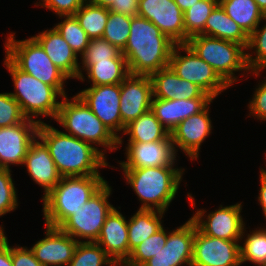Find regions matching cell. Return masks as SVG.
Here are the masks:
<instances>
[{
  "mask_svg": "<svg viewBox=\"0 0 266 266\" xmlns=\"http://www.w3.org/2000/svg\"><path fill=\"white\" fill-rule=\"evenodd\" d=\"M259 9L266 15V0H255Z\"/></svg>",
  "mask_w": 266,
  "mask_h": 266,
  "instance_id": "cell-51",
  "label": "cell"
},
{
  "mask_svg": "<svg viewBox=\"0 0 266 266\" xmlns=\"http://www.w3.org/2000/svg\"><path fill=\"white\" fill-rule=\"evenodd\" d=\"M87 0H40L35 6L46 8L57 16L74 15Z\"/></svg>",
  "mask_w": 266,
  "mask_h": 266,
  "instance_id": "cell-43",
  "label": "cell"
},
{
  "mask_svg": "<svg viewBox=\"0 0 266 266\" xmlns=\"http://www.w3.org/2000/svg\"><path fill=\"white\" fill-rule=\"evenodd\" d=\"M95 243L100 245L118 266L128 259V220L116 207L106 216Z\"/></svg>",
  "mask_w": 266,
  "mask_h": 266,
  "instance_id": "cell-21",
  "label": "cell"
},
{
  "mask_svg": "<svg viewBox=\"0 0 266 266\" xmlns=\"http://www.w3.org/2000/svg\"><path fill=\"white\" fill-rule=\"evenodd\" d=\"M260 170V190L258 193V203L262 208V212L264 214V218L266 221V169L261 168Z\"/></svg>",
  "mask_w": 266,
  "mask_h": 266,
  "instance_id": "cell-48",
  "label": "cell"
},
{
  "mask_svg": "<svg viewBox=\"0 0 266 266\" xmlns=\"http://www.w3.org/2000/svg\"><path fill=\"white\" fill-rule=\"evenodd\" d=\"M176 43L150 20L133 16L127 44L122 50L131 75L151 76L169 66Z\"/></svg>",
  "mask_w": 266,
  "mask_h": 266,
  "instance_id": "cell-2",
  "label": "cell"
},
{
  "mask_svg": "<svg viewBox=\"0 0 266 266\" xmlns=\"http://www.w3.org/2000/svg\"><path fill=\"white\" fill-rule=\"evenodd\" d=\"M213 98L160 99L153 98L150 110L159 122L171 131L186 118L202 111Z\"/></svg>",
  "mask_w": 266,
  "mask_h": 266,
  "instance_id": "cell-24",
  "label": "cell"
},
{
  "mask_svg": "<svg viewBox=\"0 0 266 266\" xmlns=\"http://www.w3.org/2000/svg\"><path fill=\"white\" fill-rule=\"evenodd\" d=\"M45 237L30 248L43 266H67L72 260L78 241L59 227L45 225Z\"/></svg>",
  "mask_w": 266,
  "mask_h": 266,
  "instance_id": "cell-20",
  "label": "cell"
},
{
  "mask_svg": "<svg viewBox=\"0 0 266 266\" xmlns=\"http://www.w3.org/2000/svg\"><path fill=\"white\" fill-rule=\"evenodd\" d=\"M246 229V227L243 228L239 242L242 243L240 245L241 264L250 262L257 266H266V228L260 226L252 231L250 229V233H246L248 232Z\"/></svg>",
  "mask_w": 266,
  "mask_h": 266,
  "instance_id": "cell-30",
  "label": "cell"
},
{
  "mask_svg": "<svg viewBox=\"0 0 266 266\" xmlns=\"http://www.w3.org/2000/svg\"><path fill=\"white\" fill-rule=\"evenodd\" d=\"M138 2L139 0H115L109 10L131 17L138 16Z\"/></svg>",
  "mask_w": 266,
  "mask_h": 266,
  "instance_id": "cell-46",
  "label": "cell"
},
{
  "mask_svg": "<svg viewBox=\"0 0 266 266\" xmlns=\"http://www.w3.org/2000/svg\"><path fill=\"white\" fill-rule=\"evenodd\" d=\"M123 135H128V142H156L167 139L169 131L159 122L151 110L143 113L136 120L125 126Z\"/></svg>",
  "mask_w": 266,
  "mask_h": 266,
  "instance_id": "cell-29",
  "label": "cell"
},
{
  "mask_svg": "<svg viewBox=\"0 0 266 266\" xmlns=\"http://www.w3.org/2000/svg\"><path fill=\"white\" fill-rule=\"evenodd\" d=\"M200 0H174V2L179 6V8L185 12L191 6H193L196 2Z\"/></svg>",
  "mask_w": 266,
  "mask_h": 266,
  "instance_id": "cell-49",
  "label": "cell"
},
{
  "mask_svg": "<svg viewBox=\"0 0 266 266\" xmlns=\"http://www.w3.org/2000/svg\"><path fill=\"white\" fill-rule=\"evenodd\" d=\"M84 72L86 76L81 74L78 80L84 82L88 79L91 86L121 84L130 75L126 58L95 61Z\"/></svg>",
  "mask_w": 266,
  "mask_h": 266,
  "instance_id": "cell-25",
  "label": "cell"
},
{
  "mask_svg": "<svg viewBox=\"0 0 266 266\" xmlns=\"http://www.w3.org/2000/svg\"><path fill=\"white\" fill-rule=\"evenodd\" d=\"M239 242L207 236L196 227L191 266H241Z\"/></svg>",
  "mask_w": 266,
  "mask_h": 266,
  "instance_id": "cell-14",
  "label": "cell"
},
{
  "mask_svg": "<svg viewBox=\"0 0 266 266\" xmlns=\"http://www.w3.org/2000/svg\"><path fill=\"white\" fill-rule=\"evenodd\" d=\"M68 96L62 98L55 121L65 133L92 145L107 159L106 150L119 149L118 138L76 94L70 99Z\"/></svg>",
  "mask_w": 266,
  "mask_h": 266,
  "instance_id": "cell-5",
  "label": "cell"
},
{
  "mask_svg": "<svg viewBox=\"0 0 266 266\" xmlns=\"http://www.w3.org/2000/svg\"><path fill=\"white\" fill-rule=\"evenodd\" d=\"M242 203L224 207L220 205L218 209L210 213L199 208L191 219L195 222L197 229L207 236L240 241L242 230L246 226L241 215Z\"/></svg>",
  "mask_w": 266,
  "mask_h": 266,
  "instance_id": "cell-12",
  "label": "cell"
},
{
  "mask_svg": "<svg viewBox=\"0 0 266 266\" xmlns=\"http://www.w3.org/2000/svg\"><path fill=\"white\" fill-rule=\"evenodd\" d=\"M184 12L174 0H139L138 16L153 22L176 44H186Z\"/></svg>",
  "mask_w": 266,
  "mask_h": 266,
  "instance_id": "cell-13",
  "label": "cell"
},
{
  "mask_svg": "<svg viewBox=\"0 0 266 266\" xmlns=\"http://www.w3.org/2000/svg\"><path fill=\"white\" fill-rule=\"evenodd\" d=\"M153 87L150 76L129 75L120 84V115L124 126L150 110Z\"/></svg>",
  "mask_w": 266,
  "mask_h": 266,
  "instance_id": "cell-19",
  "label": "cell"
},
{
  "mask_svg": "<svg viewBox=\"0 0 266 266\" xmlns=\"http://www.w3.org/2000/svg\"><path fill=\"white\" fill-rule=\"evenodd\" d=\"M195 231L196 224L191 218L174 230L167 231L164 247L143 266H190Z\"/></svg>",
  "mask_w": 266,
  "mask_h": 266,
  "instance_id": "cell-15",
  "label": "cell"
},
{
  "mask_svg": "<svg viewBox=\"0 0 266 266\" xmlns=\"http://www.w3.org/2000/svg\"><path fill=\"white\" fill-rule=\"evenodd\" d=\"M44 49L51 61L69 78L80 76L78 55L53 26L32 36ZM79 61V62H78Z\"/></svg>",
  "mask_w": 266,
  "mask_h": 266,
  "instance_id": "cell-23",
  "label": "cell"
},
{
  "mask_svg": "<svg viewBox=\"0 0 266 266\" xmlns=\"http://www.w3.org/2000/svg\"><path fill=\"white\" fill-rule=\"evenodd\" d=\"M61 22L54 26L73 51L81 57L91 40L80 26L75 15H61ZM64 18V20H62Z\"/></svg>",
  "mask_w": 266,
  "mask_h": 266,
  "instance_id": "cell-33",
  "label": "cell"
},
{
  "mask_svg": "<svg viewBox=\"0 0 266 266\" xmlns=\"http://www.w3.org/2000/svg\"><path fill=\"white\" fill-rule=\"evenodd\" d=\"M200 112L180 122L170 133L175 152L180 149L191 161L198 160L204 140L212 133L210 104Z\"/></svg>",
  "mask_w": 266,
  "mask_h": 266,
  "instance_id": "cell-16",
  "label": "cell"
},
{
  "mask_svg": "<svg viewBox=\"0 0 266 266\" xmlns=\"http://www.w3.org/2000/svg\"><path fill=\"white\" fill-rule=\"evenodd\" d=\"M37 137L48 148L62 177L101 175V168L111 167L92 145L50 124H39Z\"/></svg>",
  "mask_w": 266,
  "mask_h": 266,
  "instance_id": "cell-1",
  "label": "cell"
},
{
  "mask_svg": "<svg viewBox=\"0 0 266 266\" xmlns=\"http://www.w3.org/2000/svg\"><path fill=\"white\" fill-rule=\"evenodd\" d=\"M204 35L248 45L249 36L232 20L218 3L206 20Z\"/></svg>",
  "mask_w": 266,
  "mask_h": 266,
  "instance_id": "cell-26",
  "label": "cell"
},
{
  "mask_svg": "<svg viewBox=\"0 0 266 266\" xmlns=\"http://www.w3.org/2000/svg\"><path fill=\"white\" fill-rule=\"evenodd\" d=\"M131 19V16L109 10L102 38L122 51L129 38Z\"/></svg>",
  "mask_w": 266,
  "mask_h": 266,
  "instance_id": "cell-38",
  "label": "cell"
},
{
  "mask_svg": "<svg viewBox=\"0 0 266 266\" xmlns=\"http://www.w3.org/2000/svg\"><path fill=\"white\" fill-rule=\"evenodd\" d=\"M76 95L118 138V147L121 148L124 139L120 133L124 132L125 126L120 115V84L90 85Z\"/></svg>",
  "mask_w": 266,
  "mask_h": 266,
  "instance_id": "cell-11",
  "label": "cell"
},
{
  "mask_svg": "<svg viewBox=\"0 0 266 266\" xmlns=\"http://www.w3.org/2000/svg\"><path fill=\"white\" fill-rule=\"evenodd\" d=\"M106 182L101 175L62 177L41 200L45 225L59 227Z\"/></svg>",
  "mask_w": 266,
  "mask_h": 266,
  "instance_id": "cell-4",
  "label": "cell"
},
{
  "mask_svg": "<svg viewBox=\"0 0 266 266\" xmlns=\"http://www.w3.org/2000/svg\"><path fill=\"white\" fill-rule=\"evenodd\" d=\"M5 56L20 70L45 84L53 86L63 97L67 96L65 83L69 78L51 61L41 45L30 36L15 39V32L6 37Z\"/></svg>",
  "mask_w": 266,
  "mask_h": 266,
  "instance_id": "cell-7",
  "label": "cell"
},
{
  "mask_svg": "<svg viewBox=\"0 0 266 266\" xmlns=\"http://www.w3.org/2000/svg\"><path fill=\"white\" fill-rule=\"evenodd\" d=\"M191 98H212L206 94L199 86L190 81L180 78L179 100Z\"/></svg>",
  "mask_w": 266,
  "mask_h": 266,
  "instance_id": "cell-45",
  "label": "cell"
},
{
  "mask_svg": "<svg viewBox=\"0 0 266 266\" xmlns=\"http://www.w3.org/2000/svg\"><path fill=\"white\" fill-rule=\"evenodd\" d=\"M90 39L102 38L109 17V8L86 1L74 14Z\"/></svg>",
  "mask_w": 266,
  "mask_h": 266,
  "instance_id": "cell-31",
  "label": "cell"
},
{
  "mask_svg": "<svg viewBox=\"0 0 266 266\" xmlns=\"http://www.w3.org/2000/svg\"><path fill=\"white\" fill-rule=\"evenodd\" d=\"M0 266H13L11 259V246L7 236L0 241Z\"/></svg>",
  "mask_w": 266,
  "mask_h": 266,
  "instance_id": "cell-47",
  "label": "cell"
},
{
  "mask_svg": "<svg viewBox=\"0 0 266 266\" xmlns=\"http://www.w3.org/2000/svg\"><path fill=\"white\" fill-rule=\"evenodd\" d=\"M11 169L0 168V216L15 211L19 205Z\"/></svg>",
  "mask_w": 266,
  "mask_h": 266,
  "instance_id": "cell-40",
  "label": "cell"
},
{
  "mask_svg": "<svg viewBox=\"0 0 266 266\" xmlns=\"http://www.w3.org/2000/svg\"><path fill=\"white\" fill-rule=\"evenodd\" d=\"M87 1L95 5L109 8L115 0H87Z\"/></svg>",
  "mask_w": 266,
  "mask_h": 266,
  "instance_id": "cell-50",
  "label": "cell"
},
{
  "mask_svg": "<svg viewBox=\"0 0 266 266\" xmlns=\"http://www.w3.org/2000/svg\"><path fill=\"white\" fill-rule=\"evenodd\" d=\"M142 203L139 209L167 212L178 193L185 169L176 166L120 169Z\"/></svg>",
  "mask_w": 266,
  "mask_h": 266,
  "instance_id": "cell-3",
  "label": "cell"
},
{
  "mask_svg": "<svg viewBox=\"0 0 266 266\" xmlns=\"http://www.w3.org/2000/svg\"><path fill=\"white\" fill-rule=\"evenodd\" d=\"M202 60L209 64L229 85L239 82L240 76L250 73L246 60V48L236 42L198 34L186 43Z\"/></svg>",
  "mask_w": 266,
  "mask_h": 266,
  "instance_id": "cell-8",
  "label": "cell"
},
{
  "mask_svg": "<svg viewBox=\"0 0 266 266\" xmlns=\"http://www.w3.org/2000/svg\"><path fill=\"white\" fill-rule=\"evenodd\" d=\"M111 194L112 188L107 181L79 210L72 213L59 228L78 242H95L99 237L106 216L114 208L108 201Z\"/></svg>",
  "mask_w": 266,
  "mask_h": 266,
  "instance_id": "cell-9",
  "label": "cell"
},
{
  "mask_svg": "<svg viewBox=\"0 0 266 266\" xmlns=\"http://www.w3.org/2000/svg\"><path fill=\"white\" fill-rule=\"evenodd\" d=\"M11 259L13 266H43L27 246H11Z\"/></svg>",
  "mask_w": 266,
  "mask_h": 266,
  "instance_id": "cell-44",
  "label": "cell"
},
{
  "mask_svg": "<svg viewBox=\"0 0 266 266\" xmlns=\"http://www.w3.org/2000/svg\"><path fill=\"white\" fill-rule=\"evenodd\" d=\"M169 66L181 79L196 84L214 100L230 87L187 44H176L174 46Z\"/></svg>",
  "mask_w": 266,
  "mask_h": 266,
  "instance_id": "cell-10",
  "label": "cell"
},
{
  "mask_svg": "<svg viewBox=\"0 0 266 266\" xmlns=\"http://www.w3.org/2000/svg\"><path fill=\"white\" fill-rule=\"evenodd\" d=\"M164 215V212L156 210L138 209L128 219L129 255L141 242L163 227Z\"/></svg>",
  "mask_w": 266,
  "mask_h": 266,
  "instance_id": "cell-27",
  "label": "cell"
},
{
  "mask_svg": "<svg viewBox=\"0 0 266 266\" xmlns=\"http://www.w3.org/2000/svg\"><path fill=\"white\" fill-rule=\"evenodd\" d=\"M26 166L27 173L44 190L46 196L61 180L57 167L49 154L46 145L36 137L31 143L22 167Z\"/></svg>",
  "mask_w": 266,
  "mask_h": 266,
  "instance_id": "cell-22",
  "label": "cell"
},
{
  "mask_svg": "<svg viewBox=\"0 0 266 266\" xmlns=\"http://www.w3.org/2000/svg\"><path fill=\"white\" fill-rule=\"evenodd\" d=\"M262 20L265 21V24L263 26L261 25L262 28L258 26L249 35V41L246 47L247 65L250 73L256 77H260V72L266 69V15H264ZM254 54L255 56H253Z\"/></svg>",
  "mask_w": 266,
  "mask_h": 266,
  "instance_id": "cell-32",
  "label": "cell"
},
{
  "mask_svg": "<svg viewBox=\"0 0 266 266\" xmlns=\"http://www.w3.org/2000/svg\"><path fill=\"white\" fill-rule=\"evenodd\" d=\"M110 58H125L122 51L110 44L103 38L91 39L84 54L80 57L79 72L85 74L84 71L95 61L109 60Z\"/></svg>",
  "mask_w": 266,
  "mask_h": 266,
  "instance_id": "cell-37",
  "label": "cell"
},
{
  "mask_svg": "<svg viewBox=\"0 0 266 266\" xmlns=\"http://www.w3.org/2000/svg\"><path fill=\"white\" fill-rule=\"evenodd\" d=\"M252 99L248 103L249 115L257 120L266 121V77L254 89Z\"/></svg>",
  "mask_w": 266,
  "mask_h": 266,
  "instance_id": "cell-42",
  "label": "cell"
},
{
  "mask_svg": "<svg viewBox=\"0 0 266 266\" xmlns=\"http://www.w3.org/2000/svg\"><path fill=\"white\" fill-rule=\"evenodd\" d=\"M167 231L164 226L155 234L148 237L135 247L128 259L121 266H143L150 258L154 257L166 244Z\"/></svg>",
  "mask_w": 266,
  "mask_h": 266,
  "instance_id": "cell-35",
  "label": "cell"
},
{
  "mask_svg": "<svg viewBox=\"0 0 266 266\" xmlns=\"http://www.w3.org/2000/svg\"><path fill=\"white\" fill-rule=\"evenodd\" d=\"M153 98L179 100L180 77L167 66L151 76Z\"/></svg>",
  "mask_w": 266,
  "mask_h": 266,
  "instance_id": "cell-39",
  "label": "cell"
},
{
  "mask_svg": "<svg viewBox=\"0 0 266 266\" xmlns=\"http://www.w3.org/2000/svg\"><path fill=\"white\" fill-rule=\"evenodd\" d=\"M67 266H118L105 250L95 242H78Z\"/></svg>",
  "mask_w": 266,
  "mask_h": 266,
  "instance_id": "cell-34",
  "label": "cell"
},
{
  "mask_svg": "<svg viewBox=\"0 0 266 266\" xmlns=\"http://www.w3.org/2000/svg\"><path fill=\"white\" fill-rule=\"evenodd\" d=\"M5 230L3 228V225H0V241L6 236Z\"/></svg>",
  "mask_w": 266,
  "mask_h": 266,
  "instance_id": "cell-52",
  "label": "cell"
},
{
  "mask_svg": "<svg viewBox=\"0 0 266 266\" xmlns=\"http://www.w3.org/2000/svg\"><path fill=\"white\" fill-rule=\"evenodd\" d=\"M218 3L248 36L264 22V14L255 0H218Z\"/></svg>",
  "mask_w": 266,
  "mask_h": 266,
  "instance_id": "cell-28",
  "label": "cell"
},
{
  "mask_svg": "<svg viewBox=\"0 0 266 266\" xmlns=\"http://www.w3.org/2000/svg\"><path fill=\"white\" fill-rule=\"evenodd\" d=\"M126 145V161L119 162L121 169L176 165L178 153L175 152L171 136L156 142H127Z\"/></svg>",
  "mask_w": 266,
  "mask_h": 266,
  "instance_id": "cell-17",
  "label": "cell"
},
{
  "mask_svg": "<svg viewBox=\"0 0 266 266\" xmlns=\"http://www.w3.org/2000/svg\"><path fill=\"white\" fill-rule=\"evenodd\" d=\"M3 60V65L12 77L15 89L14 92H10V95L20 105L24 116L39 124L44 123L40 116L55 120L61 103L58 98L62 99L63 96L53 86L17 68L6 56Z\"/></svg>",
  "mask_w": 266,
  "mask_h": 266,
  "instance_id": "cell-6",
  "label": "cell"
},
{
  "mask_svg": "<svg viewBox=\"0 0 266 266\" xmlns=\"http://www.w3.org/2000/svg\"><path fill=\"white\" fill-rule=\"evenodd\" d=\"M39 123L26 119L14 126L0 128V168L22 165L31 143L38 134Z\"/></svg>",
  "mask_w": 266,
  "mask_h": 266,
  "instance_id": "cell-18",
  "label": "cell"
},
{
  "mask_svg": "<svg viewBox=\"0 0 266 266\" xmlns=\"http://www.w3.org/2000/svg\"><path fill=\"white\" fill-rule=\"evenodd\" d=\"M217 4L218 0H200L184 12V29L189 38L204 35L206 20Z\"/></svg>",
  "mask_w": 266,
  "mask_h": 266,
  "instance_id": "cell-36",
  "label": "cell"
},
{
  "mask_svg": "<svg viewBox=\"0 0 266 266\" xmlns=\"http://www.w3.org/2000/svg\"><path fill=\"white\" fill-rule=\"evenodd\" d=\"M26 119L20 105L10 92L0 93V128L17 125Z\"/></svg>",
  "mask_w": 266,
  "mask_h": 266,
  "instance_id": "cell-41",
  "label": "cell"
}]
</instances>
